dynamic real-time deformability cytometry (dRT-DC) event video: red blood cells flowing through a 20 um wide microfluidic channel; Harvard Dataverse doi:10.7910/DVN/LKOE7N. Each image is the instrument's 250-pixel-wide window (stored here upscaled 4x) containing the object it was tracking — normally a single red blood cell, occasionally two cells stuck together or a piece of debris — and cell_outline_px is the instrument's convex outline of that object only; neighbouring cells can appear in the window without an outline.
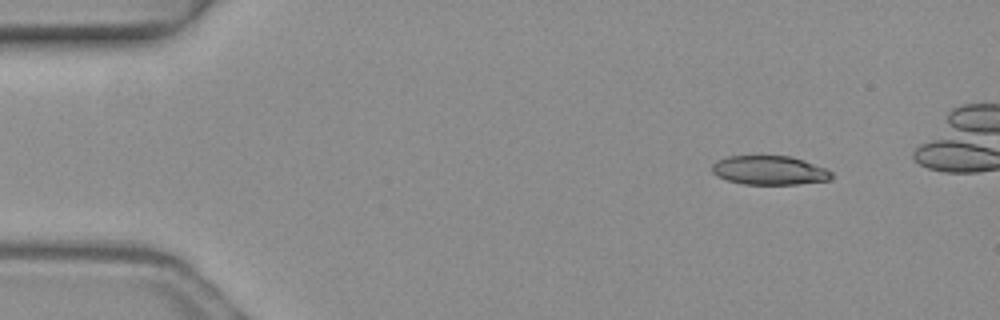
{"species": "common noctule bat (a hibernating species)", "species_latin": "Nyctalus noctula", "temperature_condition": "warm", "stored_images_in_passage": 2, "camera_frame_rate_fps": 3000, "um_per_image_px": 0.085, "animal": {"sex": "female", "body_mass_g": 19.3, "forearm_length_mm": 54.1}, "frame": {"image": 1, "passage_image": 2, "time_ms": 0.333, "image_size_px": [1000, 320], "cell_outline_px": [[832, 176], [828, 180], [796, 184], [744, 184], [728, 180], [716, 176], [712, 172], [712, 164], [716, 160], [728, 156], [792, 156], [804, 160], [824, 168], [832, 172]], "centroid_in_image_um": [65.36, 14.47], "position_along_channel_um": 19.6, "area_um2": 20.11}}